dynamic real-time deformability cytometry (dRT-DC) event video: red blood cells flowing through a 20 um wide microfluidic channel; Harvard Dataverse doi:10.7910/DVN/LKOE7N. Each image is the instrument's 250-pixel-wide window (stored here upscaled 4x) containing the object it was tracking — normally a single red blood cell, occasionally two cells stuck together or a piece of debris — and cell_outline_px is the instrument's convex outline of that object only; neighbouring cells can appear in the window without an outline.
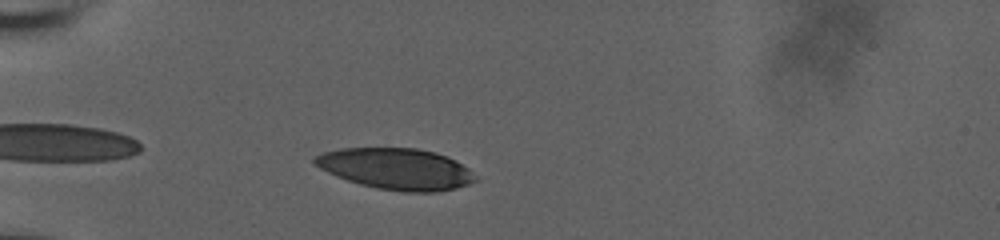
{"species": "human", "species_latin": "Homo sapiens", "temperature_condition": "room temperature", "stored_images_in_passage": 7, "camera_frame_rate_fps": 3000, "um_per_image_px": 0.085, "donor": {"sex": "male"}, "frame": {"image": 1, "passage_image": 2, "time_ms": 0.333, "image_size_px": [1000, 240], "cell_outline_px": [[476, 180], [468, 184], [456, 188], [436, 192], [404, 192], [376, 188], [360, 184], [336, 176], [312, 164], [312, 160], [316, 156], [324, 152], [340, 148], [416, 148], [436, 152], [448, 156], [468, 168], [476, 176]], "centroid_in_image_um": [33.67, 14.35], "position_along_channel_um": 51.3, "area_um2": 38.67}}
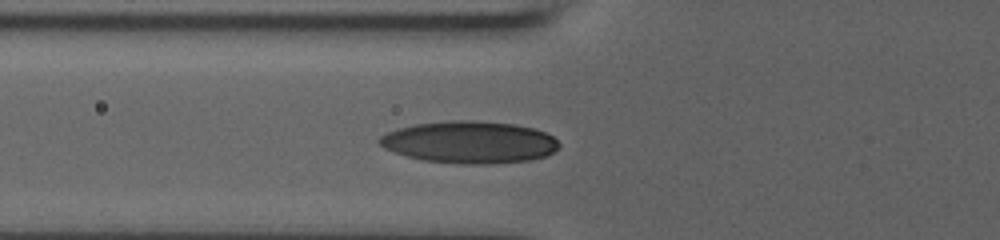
{"frame": {"image": 2, "passage_image": 6, "time_ms": 1.667, "image_size_px": [1000, 240], "cell_outline_px": [[560, 148], [548, 156], [532, 160], [492, 164], [464, 164], [424, 160], [408, 156], [384, 148], [376, 140], [380, 136], [388, 132], [400, 128], [416, 124], [452, 120], [472, 120], [512, 124], [532, 128], [544, 132], [552, 136], [560, 144]], "centroid_in_image_um": [39.95, 12.1], "position_along_channel_um": 85.8, "area_um2": 43.99}}